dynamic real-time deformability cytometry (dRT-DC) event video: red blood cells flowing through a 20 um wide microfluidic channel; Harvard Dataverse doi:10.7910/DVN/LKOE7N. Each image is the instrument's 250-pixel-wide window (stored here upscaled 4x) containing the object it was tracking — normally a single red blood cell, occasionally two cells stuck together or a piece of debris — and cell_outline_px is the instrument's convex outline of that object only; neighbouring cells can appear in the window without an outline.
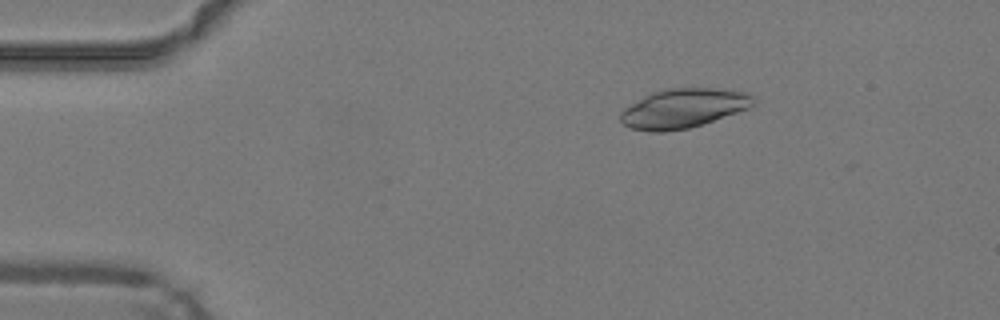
{"species": "common noctule bat (a hibernating species)", "species_latin": "Nyctalus noctula", "temperature_condition": "warm", "stored_images_in_passage": 48, "camera_frame_rate_fps": 3000, "um_per_image_px": 0.085, "animal": {"sex": "male", "body_mass_g": 19.2, "forearm_length_mm": 51.8}, "frame": {"image": 1, "passage_image": 8, "time_ms": 2.333, "image_size_px": [1000, 320], "cell_outline_px": [[756, 96], [752, 104], [748, 108], [704, 124], [688, 128], [664, 132], [652, 132], [628, 128], [620, 120], [620, 112], [624, 108], [644, 96], [652, 92], [668, 88], [712, 88], [748, 92]], "centroid_in_image_um": [58.07, 9.21], "position_along_channel_um": 26.9, "area_um2": 30.52}}